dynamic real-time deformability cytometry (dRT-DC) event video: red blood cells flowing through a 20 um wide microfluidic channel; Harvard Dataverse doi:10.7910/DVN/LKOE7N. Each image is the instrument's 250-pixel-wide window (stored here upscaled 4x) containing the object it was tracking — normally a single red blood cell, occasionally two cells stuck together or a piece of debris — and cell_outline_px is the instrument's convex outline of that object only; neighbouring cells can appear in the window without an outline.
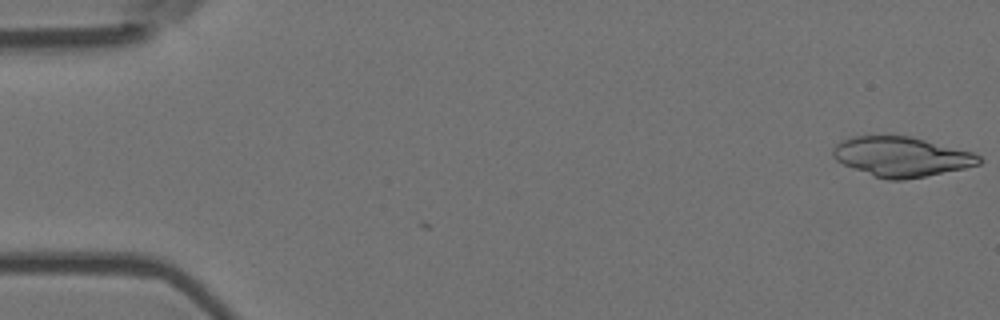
{"species": "Egyptian fruit bat (a non-hibernating species)", "species_latin": "Rousettus aegyptiacus", "temperature_condition": "room temperature", "stored_images_in_passage": 7, "segment_of_instrument_passage": [1, 2], "camera_frame_rate_fps": 3000, "um_per_image_px": 0.085, "animal": {"sex": "female"}, "frame": {"image": 1, "passage_image": 1, "time_ms": 0.0, "image_size_px": [1000, 320], "cell_outline_px": [[984, 160], [980, 164], [964, 168], [904, 180], [888, 180], [876, 176], [844, 164], [836, 160], [832, 156], [832, 148], [840, 140], [852, 136], [912, 136], [972, 152], [980, 156]], "centroid_in_image_um": [76.62, 13.3], "position_along_channel_um": 8.4, "area_um2": 33.64}}